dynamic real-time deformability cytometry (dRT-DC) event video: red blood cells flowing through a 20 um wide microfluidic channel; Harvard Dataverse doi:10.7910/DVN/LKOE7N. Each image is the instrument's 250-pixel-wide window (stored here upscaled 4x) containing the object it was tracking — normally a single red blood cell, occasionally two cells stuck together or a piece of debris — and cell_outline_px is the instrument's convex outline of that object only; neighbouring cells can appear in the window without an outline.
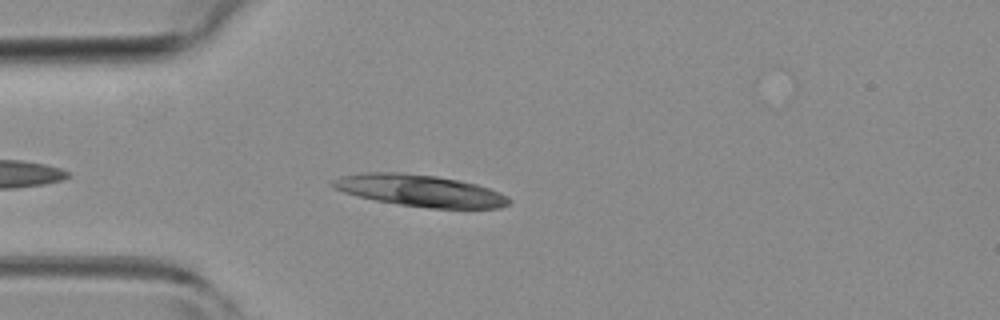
{"species": "common noctule bat (a hibernating species)", "species_latin": "Nyctalus noctula", "temperature_condition": "room temperature", "stored_images_in_passage": 40, "camera_frame_rate_fps": 3000, "um_per_image_px": 0.085, "animal": {"sex": "female", "body_mass_g": 19.3, "forearm_length_mm": 54.1}, "frame": {"image": 1, "passage_image": 4, "time_ms": 1.0, "image_size_px": [1000, 320], "cell_outline_px": [[512, 200], [508, 204], [500, 208], [428, 208], [400, 204], [376, 200], [356, 196], [332, 188], [328, 184], [332, 180], [344, 176], [364, 172], [400, 172], [436, 176], [460, 180], [476, 184], [500, 192], [508, 196]], "centroid_in_image_um": [35.69, 16.2], "position_along_channel_um": 49.3, "area_um2": 32.66}}